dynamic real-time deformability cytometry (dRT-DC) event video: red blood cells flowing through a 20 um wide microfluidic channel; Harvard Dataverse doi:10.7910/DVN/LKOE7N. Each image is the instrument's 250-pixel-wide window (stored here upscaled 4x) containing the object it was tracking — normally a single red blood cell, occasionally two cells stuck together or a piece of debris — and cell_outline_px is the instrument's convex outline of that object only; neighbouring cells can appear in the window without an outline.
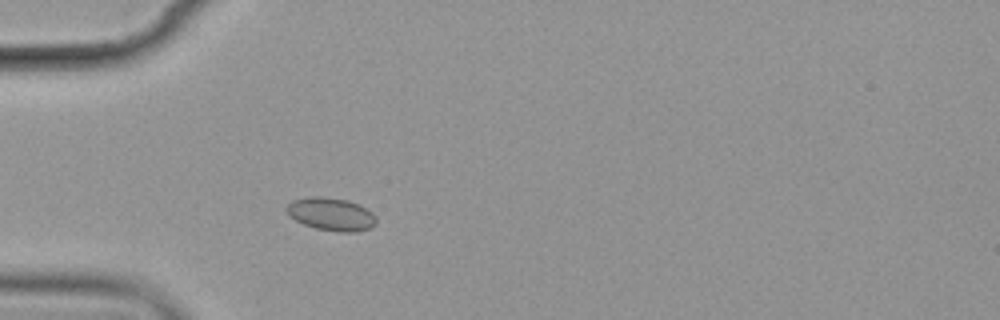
{"species": "common noctule bat (a hibernating species)", "species_latin": "Nyctalus noctula", "temperature_condition": "cold", "stored_images_in_passage": 4, "camera_frame_rate_fps": 3000, "um_per_image_px": 0.085, "animal": {"sex": "female", "body_mass_g": 19.9}, "frame": {"image": 1, "passage_image": 4, "time_ms": 3.333, "image_size_px": [1000, 320], "cell_outline_px": [[376, 224], [372, 228], [356, 232], [340, 232], [316, 228], [304, 224], [288, 216], [284, 212], [284, 208], [292, 200], [312, 196], [320, 196], [348, 200], [360, 204], [372, 212], [376, 216]], "centroid_in_image_um": [28.14, 18.2], "position_along_channel_um": 56.9, "area_um2": 17.51}}